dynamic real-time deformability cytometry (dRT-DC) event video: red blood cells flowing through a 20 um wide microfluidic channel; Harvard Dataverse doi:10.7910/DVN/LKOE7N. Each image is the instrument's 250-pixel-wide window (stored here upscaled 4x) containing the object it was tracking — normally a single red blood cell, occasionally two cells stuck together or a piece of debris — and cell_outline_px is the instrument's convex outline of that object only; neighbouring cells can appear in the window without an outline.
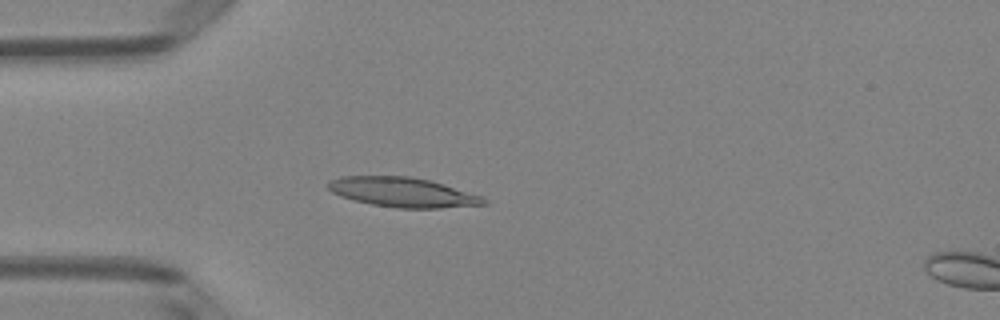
{"species": "Egyptian fruit bat (a non-hibernating species)", "species_latin": "Rousettus aegyptiacus", "temperature_condition": "room temperature", "stored_images_in_passage": 5, "camera_frame_rate_fps": 3000, "um_per_image_px": 0.085, "animal": {"sex": "female"}, "frame": {"image": 1, "passage_image": 4, "time_ms": 1.0, "image_size_px": [1000, 320], "cell_outline_px": [[488, 204], [440, 208], [396, 208], [372, 204], [352, 200], [340, 196], [332, 192], [328, 188], [328, 180], [340, 176], [412, 176], [432, 180], [480, 196], [488, 200]], "centroid_in_image_um": [34.2, 16.33], "position_along_channel_um": 50.8, "area_um2": 26.99}}